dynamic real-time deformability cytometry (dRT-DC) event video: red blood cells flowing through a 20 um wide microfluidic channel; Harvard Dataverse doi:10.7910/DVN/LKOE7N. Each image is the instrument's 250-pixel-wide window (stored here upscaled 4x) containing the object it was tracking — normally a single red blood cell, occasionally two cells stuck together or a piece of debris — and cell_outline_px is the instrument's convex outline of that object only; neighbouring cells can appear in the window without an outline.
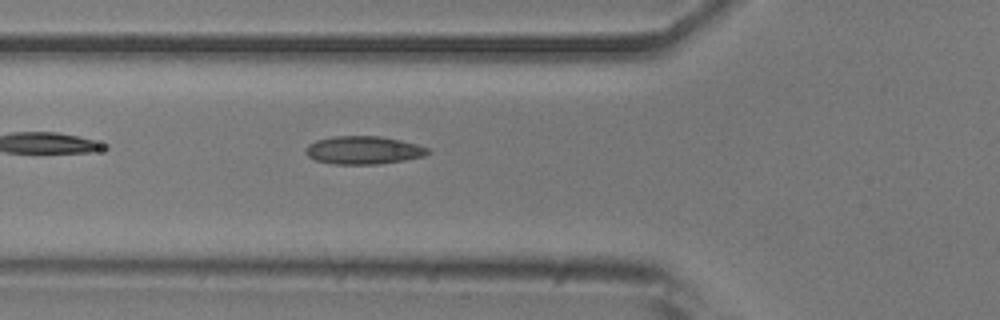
{"species": "common noctule bat (a hibernating species)", "species_latin": "Nyctalus noctula", "temperature_condition": "room temperature", "stored_images_in_passage": 3, "camera_frame_rate_fps": 3000, "um_per_image_px": 0.085, "animal": {"sex": "male", "body_mass_g": 20.5, "forearm_length_mm": 52.5}, "frame": {"image": 1, "passage_image": 3, "time_ms": 0.667, "image_size_px": [1000, 320], "cell_outline_px": [[432, 152], [424, 156], [404, 160], [380, 164], [332, 164], [316, 160], [308, 156], [304, 152], [304, 148], [308, 144], [316, 140], [332, 136], [380, 136], [400, 140], [416, 144], [428, 148]], "centroid_in_image_um": [30.87, 12.76], "position_along_channel_um": 94.9, "area_um2": 20.11}}